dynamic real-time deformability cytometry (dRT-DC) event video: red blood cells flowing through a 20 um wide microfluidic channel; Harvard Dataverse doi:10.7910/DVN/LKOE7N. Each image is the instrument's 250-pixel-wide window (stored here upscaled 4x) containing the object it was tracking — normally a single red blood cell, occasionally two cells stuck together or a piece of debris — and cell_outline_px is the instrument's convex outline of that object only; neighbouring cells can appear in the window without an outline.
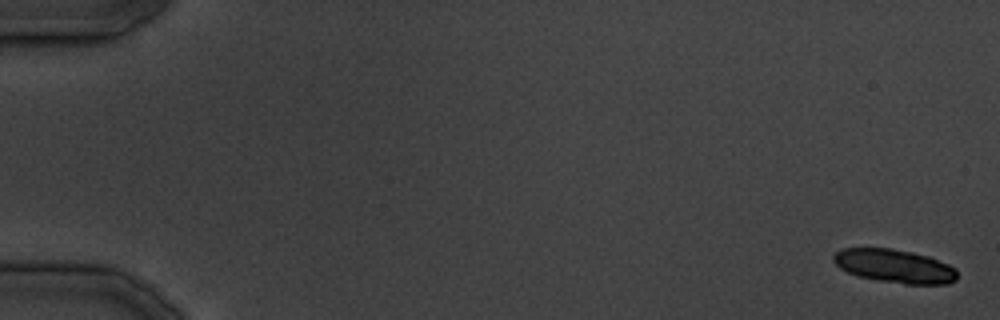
{"species": "common noctule bat (a hibernating species)", "species_latin": "Nyctalus noctula", "temperature_condition": "cold", "stored_images_in_passage": 27, "camera_frame_rate_fps": 3000, "um_per_image_px": 0.085, "animal": {"sex": "male", "body_mass_g": 19.5, "forearm_length_mm": 54.6}, "frame": {"image": 1, "passage_image": 1, "time_ms": 0.0, "image_size_px": [1000, 320], "cell_outline_px": [[956, 280], [948, 284], [904, 284], [856, 276], [840, 268], [832, 260], [832, 256], [840, 248], [892, 248], [912, 252], [928, 256], [948, 264], [956, 268]], "centroid_in_image_um": [76.02, 22.61], "position_along_channel_um": 9.0, "area_um2": 24.22}}
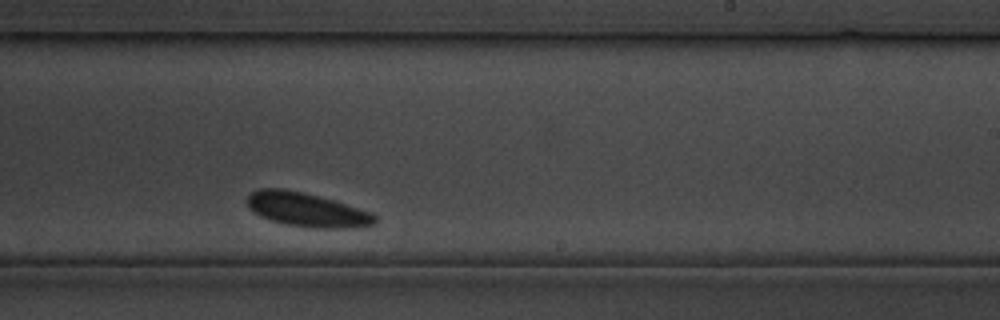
{"frame": {"image": 2, "passage_image": 19, "time_ms": 21.333, "image_size_px": [1000, 320], "cell_outline_px": [[376, 224], [340, 228], [316, 228], [284, 224], [260, 216], [252, 212], [248, 208], [248, 196], [252, 192], [260, 188], [280, 188], [300, 192], [316, 196], [372, 212], [376, 216]], "centroid_in_image_um": [26.03, 17.83], "position_along_channel_um": 263.0, "area_um2": 24.8}}
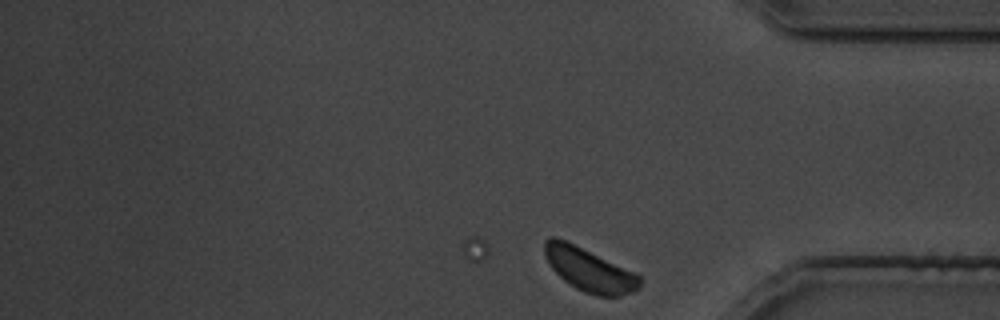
{"frame": {"image": 3, "passage_image": 27, "time_ms": 31.333, "image_size_px": [1000, 320], "cell_outline_px": [[640, 288], [632, 292], [620, 296], [596, 296], [584, 292], [576, 288], [564, 280], [552, 268], [544, 252], [544, 240], [548, 236], [556, 236], [636, 272], [640, 276]], "centroid_in_image_um": [50.1, 22.92], "position_along_channel_um": 385.1, "area_um2": 23.99}}